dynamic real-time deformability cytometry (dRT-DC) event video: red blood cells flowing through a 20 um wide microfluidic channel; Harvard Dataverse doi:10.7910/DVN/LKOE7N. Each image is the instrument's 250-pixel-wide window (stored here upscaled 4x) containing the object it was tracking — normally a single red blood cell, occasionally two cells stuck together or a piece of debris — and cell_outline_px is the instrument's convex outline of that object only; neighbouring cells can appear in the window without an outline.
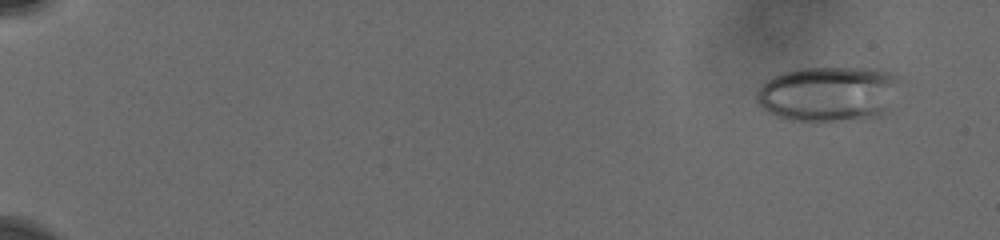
{"species": "human", "species_latin": "Homo sapiens", "temperature_condition": "cold", "stored_images_in_passage": 27, "camera_frame_rate_fps": 3000, "um_per_image_px": 0.085, "donor": {"sex": "male"}, "frame": {"image": 1, "passage_image": 5, "time_ms": 1.333, "image_size_px": [1000, 240], "cell_outline_px": [[900, 80], [884, 112], [880, 116], [864, 120], [820, 124], [816, 124], [788, 120], [776, 116], [768, 112], [756, 100], [756, 92], [764, 80], [772, 76], [784, 72], [800, 68], [876, 68], [896, 72], [900, 76]], "centroid_in_image_um": [70.4, 8.01], "position_along_channel_um": 14.6, "area_um2": 47.51}}